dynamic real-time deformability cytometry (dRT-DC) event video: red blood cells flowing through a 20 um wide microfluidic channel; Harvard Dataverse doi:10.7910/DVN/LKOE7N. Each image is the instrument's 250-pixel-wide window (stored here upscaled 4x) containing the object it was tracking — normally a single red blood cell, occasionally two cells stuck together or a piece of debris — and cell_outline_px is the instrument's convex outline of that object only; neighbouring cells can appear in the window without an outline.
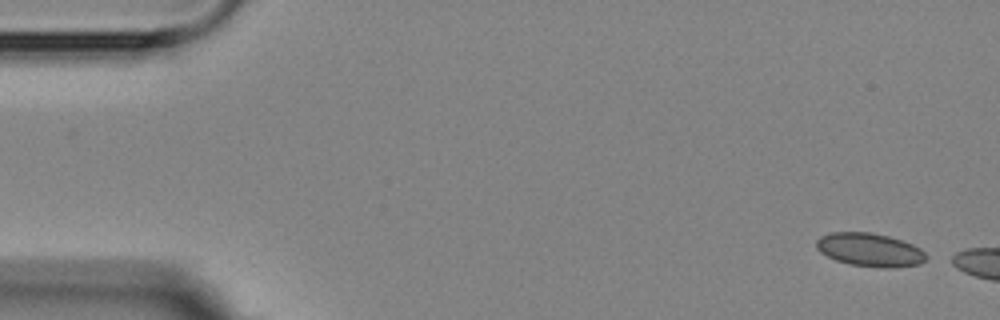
{"species": "Egyptian fruit bat (a non-hibernating species)", "species_latin": "Rousettus aegyptiacus", "temperature_condition": "room temperature", "stored_images_in_passage": 3, "camera_frame_rate_fps": 3000, "um_per_image_px": 0.085, "animal": {"sex": "female"}, "frame": {"image": 1, "passage_image": 1, "time_ms": 0.0, "image_size_px": [1000, 320], "cell_outline_px": [[928, 256], [920, 264], [888, 268], [880, 268], [852, 264], [836, 260], [820, 252], [816, 248], [816, 240], [820, 236], [832, 232], [872, 232], [888, 236], [912, 244], [920, 248]], "centroid_in_image_um": [73.92, 21.23], "position_along_channel_um": 11.1, "area_um2": 21.27}}